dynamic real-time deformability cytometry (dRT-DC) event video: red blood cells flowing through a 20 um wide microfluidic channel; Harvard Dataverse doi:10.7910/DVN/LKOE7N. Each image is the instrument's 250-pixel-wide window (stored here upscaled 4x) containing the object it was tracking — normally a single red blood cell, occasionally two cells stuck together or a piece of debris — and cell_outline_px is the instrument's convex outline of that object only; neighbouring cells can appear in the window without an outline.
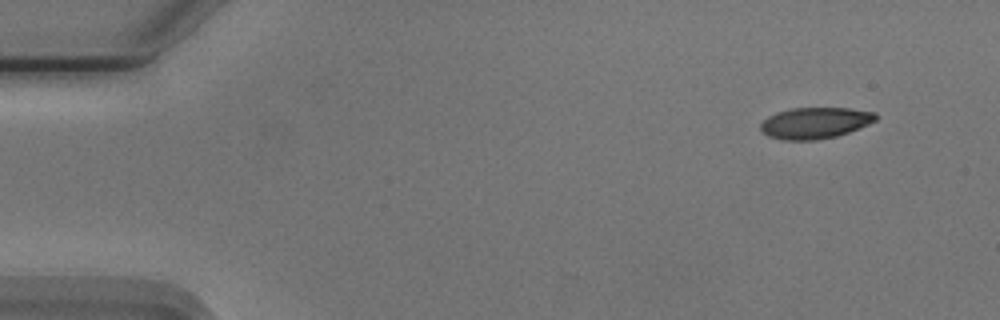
{"species": "Egyptian fruit bat (a non-hibernating species)", "species_latin": "Rousettus aegyptiacus", "temperature_condition": "cold", "stored_images_in_passage": 51, "camera_frame_rate_fps": 3000, "um_per_image_px": 0.085, "animal": {"sex": "male"}, "frame": {"image": 1, "passage_image": 1, "time_ms": 0.0, "image_size_px": [1000, 320], "cell_outline_px": [[876, 120], [868, 124], [848, 132], [836, 136], [816, 140], [784, 140], [768, 136], [760, 132], [760, 124], [768, 116], [776, 112], [792, 108], [848, 108], [876, 112]], "centroid_in_image_um": [69.24, 10.45], "position_along_channel_um": 15.8, "area_um2": 20.98}}
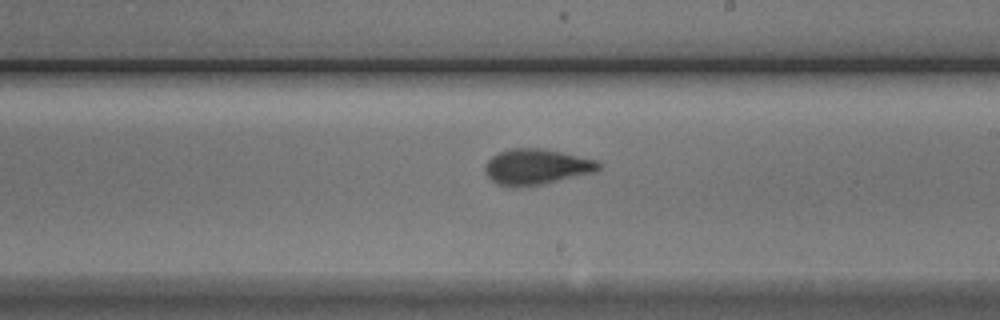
{"frame": {"image": 2, "passage_image": 28, "time_ms": 9.0, "image_size_px": [1000, 320], "cell_outline_px": [[600, 168], [596, 172], [544, 184], [520, 188], [512, 188], [496, 184], [484, 172], [484, 168], [488, 160], [492, 156], [500, 152], [512, 148], [540, 148], [560, 152], [596, 160], [600, 164]], "centroid_in_image_um": [45.57, 14.2], "position_along_channel_um": 243.4, "area_um2": 23.76}}
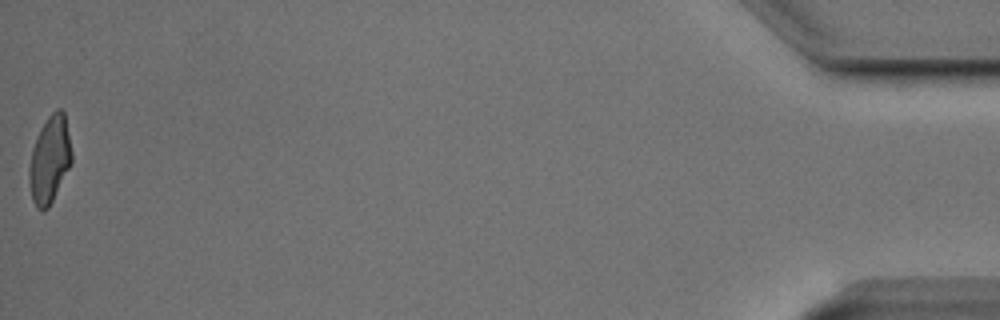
{"frame": {"image": 3, "passage_image": 51, "time_ms": 16.667, "image_size_px": [1000, 320], "cell_outline_px": [[72, 160], [48, 208], [44, 212], [36, 208], [32, 200], [28, 176], [28, 168], [32, 148], [36, 136], [48, 116], [56, 108], [60, 108], [64, 112], [72, 152]], "centroid_in_image_um": [4.19, 13.56], "position_along_channel_um": 431.0, "area_um2": 21.44}, "authors_computed_cell_mechanics": {"area_um2": 22.6576, "velocity_mm_per_s": 3.7457, "shape_relaxation_time_tau1_ms": 3.2705, "shape_relaxation_time_tau2_ms": 1.403, "deformation_change_tau1": 0.1472, "deformation_change_tau2": 0.0644}}